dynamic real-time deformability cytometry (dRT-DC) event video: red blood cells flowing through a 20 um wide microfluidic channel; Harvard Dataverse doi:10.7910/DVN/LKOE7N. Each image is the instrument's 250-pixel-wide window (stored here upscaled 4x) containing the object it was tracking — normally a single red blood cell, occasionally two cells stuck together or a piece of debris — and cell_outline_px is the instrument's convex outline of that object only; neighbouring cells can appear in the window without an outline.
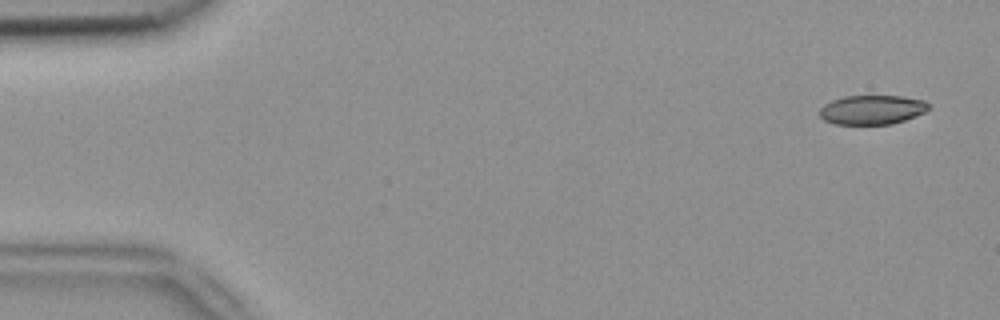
{"species": "common noctule bat (a hibernating species)", "species_latin": "Nyctalus noctula", "temperature_condition": "room temperature", "stored_images_in_passage": 5, "camera_frame_rate_fps": 3000, "um_per_image_px": 0.085, "animal": {"sex": "female", "body_mass_g": 18.4}, "frame": {"image": 1, "passage_image": 1, "time_ms": 0.0, "image_size_px": [1000, 320], "cell_outline_px": [[932, 108], [916, 116], [892, 124], [836, 124], [824, 120], [820, 116], [820, 108], [824, 104], [832, 100], [844, 96], [900, 96], [924, 100]], "centroid_in_image_um": [74.14, 9.33], "position_along_channel_um": 10.9, "area_um2": 18.61}}